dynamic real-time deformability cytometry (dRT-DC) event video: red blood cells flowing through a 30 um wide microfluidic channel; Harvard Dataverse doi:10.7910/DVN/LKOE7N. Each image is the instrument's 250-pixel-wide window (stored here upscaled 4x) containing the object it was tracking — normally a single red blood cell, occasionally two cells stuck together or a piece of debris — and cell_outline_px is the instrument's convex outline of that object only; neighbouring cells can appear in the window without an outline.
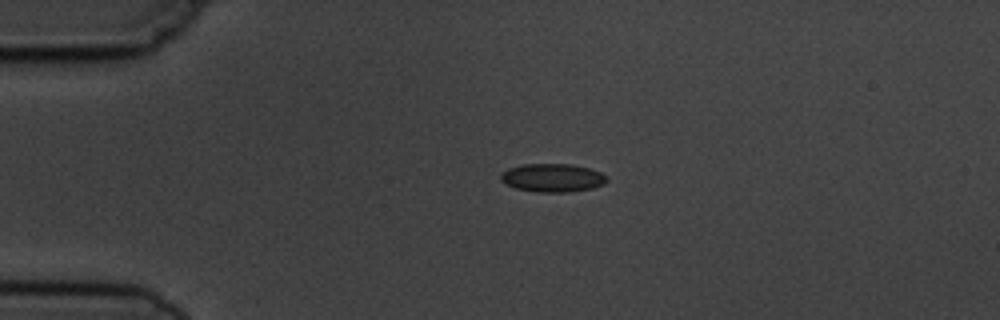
{"species": "common noctule bat (a hibernating species)", "species_latin": "Nyctalus noctula", "temperature_condition": "cold", "stored_images_in_passage": 2, "camera_frame_rate_fps": 3000, "um_per_image_px": 0.085, "animal": {"sex": "male", "body_mass_g": 19.5, "forearm_length_mm": 54.6}, "frame": {"image": 1, "passage_image": 1, "time_ms": 0.0, "image_size_px": [1000, 320], "cell_outline_px": [[608, 180], [604, 184], [592, 188], [568, 192], [536, 192], [516, 188], [500, 180], [500, 176], [508, 168], [524, 164], [572, 164], [588, 168], [600, 172]], "centroid_in_image_um": [46.96, 15.11], "position_along_channel_um": 38.0, "area_um2": 17.34}}